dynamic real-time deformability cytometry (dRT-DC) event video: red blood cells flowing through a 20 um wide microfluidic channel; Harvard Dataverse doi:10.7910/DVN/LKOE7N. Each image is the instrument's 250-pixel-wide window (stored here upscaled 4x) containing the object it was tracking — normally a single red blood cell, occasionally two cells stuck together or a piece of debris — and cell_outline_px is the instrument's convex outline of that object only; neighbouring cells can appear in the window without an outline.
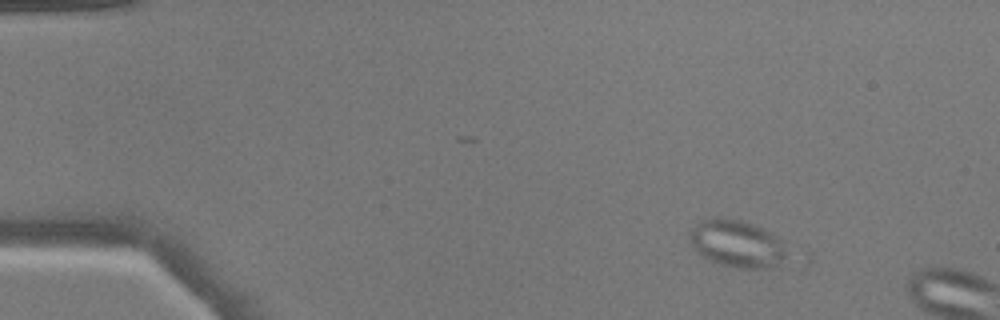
{"species": "common noctule bat (a hibernating species)", "species_latin": "Nyctalus noctula", "temperature_condition": "warm", "stored_images_in_passage": 10, "camera_frame_rate_fps": 3000, "um_per_image_px": 0.085, "animal": {"sex": "male", "body_mass_g": 17.9}, "frame": {"image": 1, "passage_image": 6, "time_ms": 1.667, "image_size_px": [1000, 320], "cell_outline_px": [[784, 256], [780, 264], [772, 268], [740, 268], [720, 264], [708, 260], [700, 256], [692, 248], [688, 240], [688, 232], [700, 220], [740, 220], [752, 224], [772, 232], [780, 240], [784, 252]], "centroid_in_image_um": [62.57, 20.74], "position_along_channel_um": 22.4, "area_um2": 26.41}}